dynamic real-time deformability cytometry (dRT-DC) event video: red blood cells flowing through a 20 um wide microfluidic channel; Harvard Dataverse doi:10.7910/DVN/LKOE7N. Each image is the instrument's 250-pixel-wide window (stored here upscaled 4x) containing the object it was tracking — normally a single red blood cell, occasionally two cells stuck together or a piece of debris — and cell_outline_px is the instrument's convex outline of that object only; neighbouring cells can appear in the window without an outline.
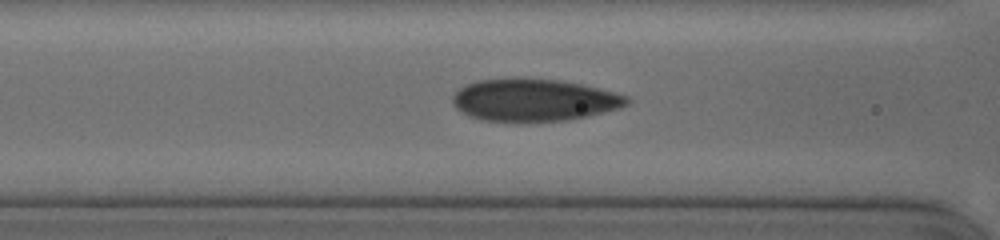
{"species": "human", "species_latin": "Homo sapiens", "temperature_condition": "cold", "stored_images_in_passage": 41, "camera_frame_rate_fps": 3000, "um_per_image_px": 0.085, "donor": {"sex": "female"}, "frame": {"image": 1, "passage_image": 13, "time_ms": 5.333, "image_size_px": [1000, 240], "cell_outline_px": [[632, 100], [628, 104], [620, 108], [588, 116], [568, 120], [484, 120], [468, 116], [456, 108], [452, 104], [452, 96], [464, 84], [476, 80], [516, 76], [560, 80], [580, 84], [628, 96]], "centroid_in_image_um": [45.35, 8.46], "position_along_channel_um": 121.3, "area_um2": 43.12}}
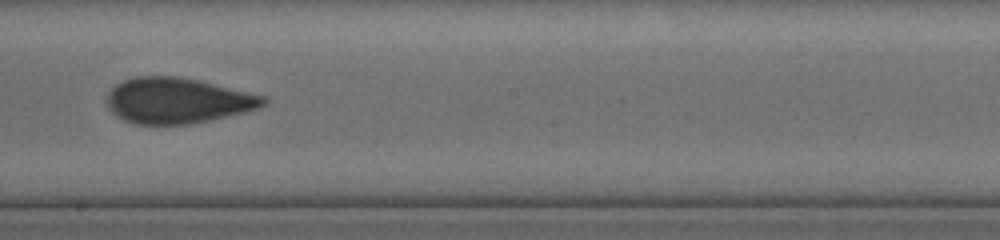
{"frame": {"image": 2, "passage_image": 23, "time_ms": 8.333, "image_size_px": [1000, 240], "cell_outline_px": [[268, 104], [260, 108], [244, 112], [208, 120], [188, 124], [136, 124], [124, 120], [116, 116], [108, 108], [108, 92], [116, 84], [124, 80], [136, 76], [176, 76], [196, 80], [264, 96], [268, 100]], "centroid_in_image_um": [15.07, 8.55], "position_along_channel_um": 233.1, "area_um2": 41.21}}
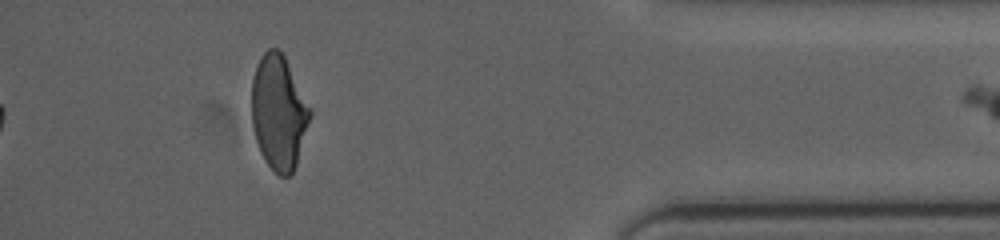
{"frame": {"image": 3, "passage_image": 40, "time_ms": 14.0, "image_size_px": [1000, 240], "cell_outline_px": [[312, 116], [296, 164], [292, 172], [288, 176], [280, 176], [264, 160], [260, 152], [256, 140], [252, 124], [252, 80], [256, 64], [260, 56], [268, 48], [280, 48], [312, 112]], "centroid_in_image_um": [23.68, 9.54], "position_along_channel_um": 411.5, "area_um2": 38.73}}